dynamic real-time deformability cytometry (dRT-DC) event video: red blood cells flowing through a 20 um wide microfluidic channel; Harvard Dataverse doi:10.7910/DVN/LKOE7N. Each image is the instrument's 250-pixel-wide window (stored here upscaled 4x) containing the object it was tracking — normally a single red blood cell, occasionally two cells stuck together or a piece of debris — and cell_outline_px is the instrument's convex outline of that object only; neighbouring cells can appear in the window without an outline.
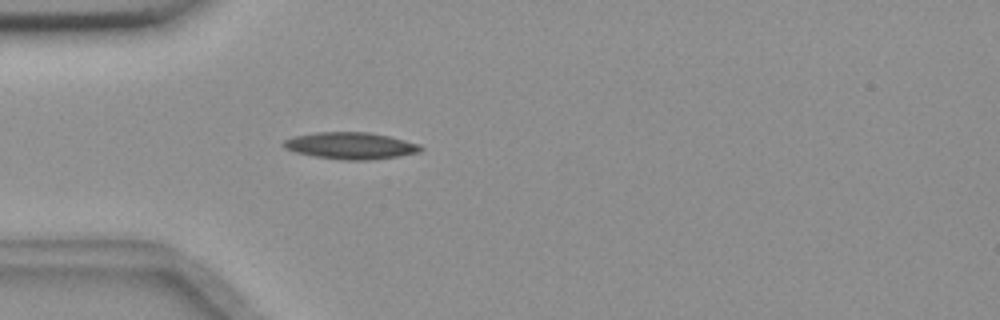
{"species": "common noctule bat (a hibernating species)", "species_latin": "Nyctalus noctula", "temperature_condition": "room temperature", "stored_images_in_passage": 54, "camera_frame_rate_fps": 3000, "um_per_image_px": 0.085, "animal": {"sex": "female", "body_mass_g": 18.4}, "frame": {"image": 1, "passage_image": 15, "time_ms": 4.667, "image_size_px": [1000, 320], "cell_outline_px": [[424, 148], [420, 152], [400, 156], [368, 160], [344, 160], [312, 156], [296, 152], [284, 148], [280, 144], [284, 140], [292, 136], [316, 132], [368, 132], [388, 136], [420, 144]], "centroid_in_image_um": [29.78, 12.38], "position_along_channel_um": 55.2, "area_um2": 21.56}}
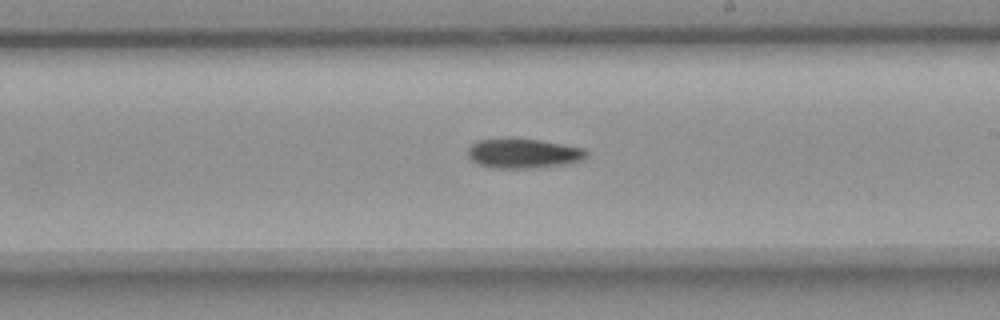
{"frame": {"image": 2, "passage_image": 31, "time_ms": 10.0, "image_size_px": [1000, 320], "cell_outline_px": [[588, 156], [580, 160], [564, 164], [528, 168], [492, 168], [476, 164], [468, 156], [468, 148], [476, 140], [540, 140], [584, 148], [588, 152]], "centroid_in_image_um": [44.48, 13.06], "position_along_channel_um": 244.5, "area_um2": 20.0}}
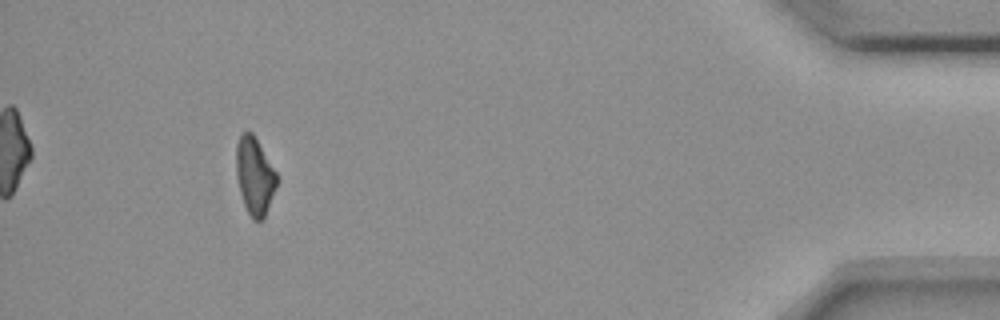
{"frame": {"image": 3, "passage_image": 50, "time_ms": 16.333, "image_size_px": [1000, 320], "cell_outline_px": [[276, 184], [264, 220], [252, 220], [244, 204], [240, 192], [236, 176], [236, 144], [240, 136], [244, 132], [252, 132], [276, 172]], "centroid_in_image_um": [21.62, 14.97], "position_along_channel_um": 413.6, "area_um2": 17.98}, "authors_computed_cell_mechanics": {"area_um2": 19.5653, "velocity_mm_per_s": 3.6704, "shape_relaxation_time_tau1_ms": 10.1524, "shape_relaxation_time_tau2_ms": null, "deformation_change_tau1": 0.1957, "deformation_change_tau2": null}}